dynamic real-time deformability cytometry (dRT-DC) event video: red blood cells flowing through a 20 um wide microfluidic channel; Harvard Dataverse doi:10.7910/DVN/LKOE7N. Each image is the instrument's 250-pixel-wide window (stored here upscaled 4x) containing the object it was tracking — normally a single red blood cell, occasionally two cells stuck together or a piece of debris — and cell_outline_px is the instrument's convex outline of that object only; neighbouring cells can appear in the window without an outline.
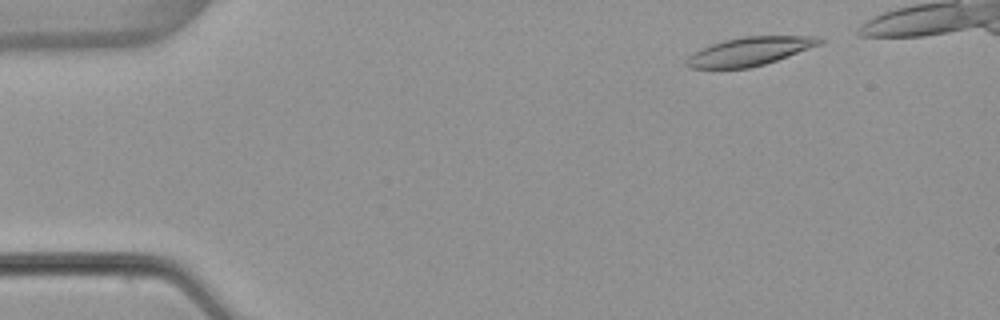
{"species": "common noctule bat (a hibernating species)", "species_latin": "Nyctalus noctula", "temperature_condition": "warm", "stored_images_in_passage": 44, "camera_frame_rate_fps": 3000, "um_per_image_px": 0.085, "animal": {"sex": "female", "body_mass_g": 22.7, "forearm_length_mm": 54.2}, "frame": {"image": 1, "passage_image": 3, "time_ms": 0.667, "image_size_px": [1000, 320], "cell_outline_px": [[824, 40], [820, 44], [788, 56], [764, 64], [748, 68], [688, 68], [684, 64], [684, 60], [688, 56], [712, 44], [724, 40], [744, 36], [816, 36]], "centroid_in_image_um": [63.7, 4.37], "position_along_channel_um": 21.3, "area_um2": 21.79}}
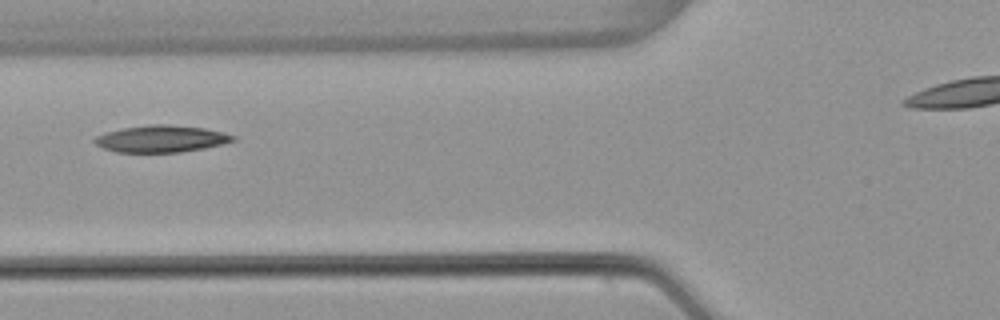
{"frame": {"image": 2, "passage_image": 17, "time_ms": 5.333, "image_size_px": [1000, 320], "cell_outline_px": [[236, 140], [224, 144], [204, 148], [180, 152], [116, 152], [104, 148], [96, 144], [92, 140], [96, 136], [104, 132], [124, 128], [152, 124], [168, 124], [204, 128], [224, 132], [236, 136]], "centroid_in_image_um": [13.73, 11.79], "position_along_channel_um": 112.1, "area_um2": 21.73}}
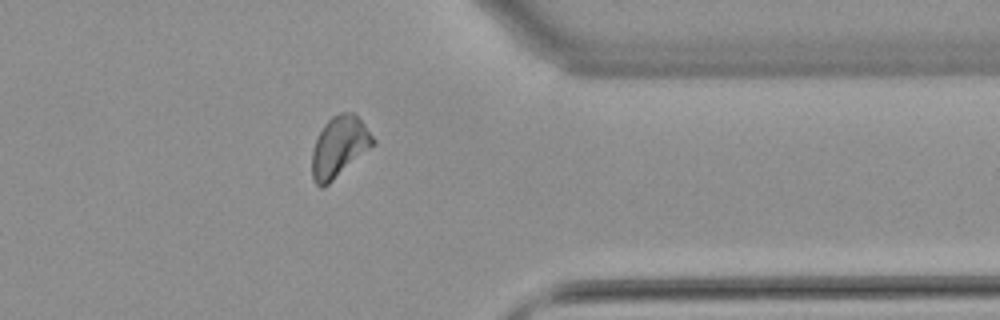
{"frame": {"image": 3, "passage_image": 39, "time_ms": 12.667, "image_size_px": [1000, 320], "cell_outline_px": [[376, 144], [324, 188], [320, 188], [316, 184], [312, 176], [312, 152], [316, 140], [324, 124], [332, 116], [340, 112], [356, 112], [376, 140]], "centroid_in_image_um": [28.86, 12.47], "position_along_channel_um": 382.5, "area_um2": 21.85}}